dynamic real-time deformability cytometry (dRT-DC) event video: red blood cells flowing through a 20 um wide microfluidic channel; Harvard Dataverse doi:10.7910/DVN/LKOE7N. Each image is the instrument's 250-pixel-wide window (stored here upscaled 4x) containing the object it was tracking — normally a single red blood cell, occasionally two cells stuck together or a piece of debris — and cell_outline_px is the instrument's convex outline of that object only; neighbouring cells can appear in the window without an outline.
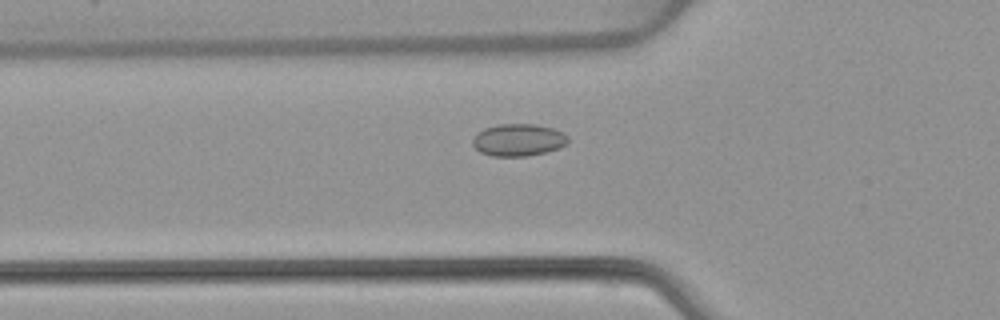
{"species": "common noctule bat (a hibernating species)", "species_latin": "Nyctalus noctula", "temperature_condition": "warm", "stored_images_in_passage": 53, "camera_frame_rate_fps": 3000, "um_per_image_px": 0.085, "animal": {"sex": "female", "body_mass_g": 22.7, "forearm_length_mm": 54.2}, "frame": {"image": 1, "passage_image": 19, "time_ms": 6.0, "image_size_px": [1000, 320], "cell_outline_px": [[568, 144], [560, 148], [528, 156], [492, 156], [480, 152], [472, 144], [472, 140], [476, 132], [484, 128], [500, 124], [536, 124], [552, 128], [568, 136]], "centroid_in_image_um": [44.04, 11.89], "position_along_channel_um": 81.8, "area_um2": 17.98}}
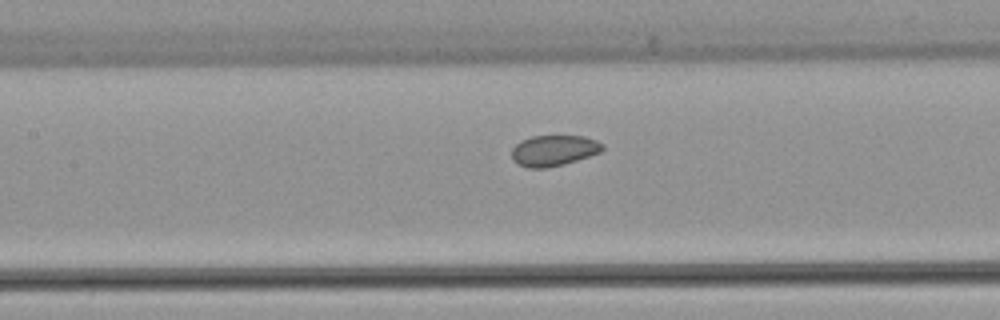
{"frame": {"image": 2, "passage_image": 25, "time_ms": 8.0, "image_size_px": [1000, 320], "cell_outline_px": [[604, 148], [600, 152], [564, 164], [544, 168], [528, 168], [512, 160], [512, 148], [520, 140], [532, 136], [584, 136], [596, 140], [604, 144]], "centroid_in_image_um": [47.06, 12.78], "position_along_channel_um": 160.3, "area_um2": 16.24}}
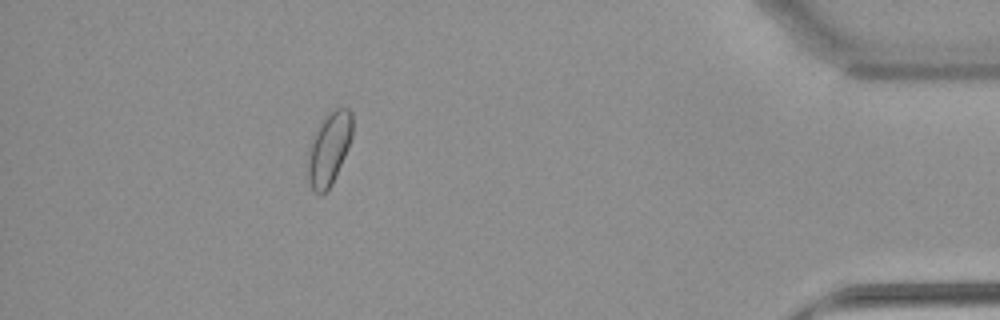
{"frame": {"image": 3, "passage_image": 48, "time_ms": 15.667, "image_size_px": [1000, 320], "cell_outline_px": [[352, 136], [348, 148], [332, 184], [320, 196], [312, 188], [308, 180], [308, 152], [312, 140], [320, 120], [328, 112], [336, 108], [348, 108], [352, 112]], "centroid_in_image_um": [27.97, 12.6], "position_along_channel_um": 407.2, "area_um2": 18.84}, "authors_computed_cell_mechanics": {"area_um2": 17.5712, "velocity_mm_per_s": 3.9004, "shape_relaxation_time_tau1_ms": null, "shape_relaxation_time_tau2_ms": 2.006, "deformation_change_tau1": null, "deformation_change_tau2": 0.0498}}